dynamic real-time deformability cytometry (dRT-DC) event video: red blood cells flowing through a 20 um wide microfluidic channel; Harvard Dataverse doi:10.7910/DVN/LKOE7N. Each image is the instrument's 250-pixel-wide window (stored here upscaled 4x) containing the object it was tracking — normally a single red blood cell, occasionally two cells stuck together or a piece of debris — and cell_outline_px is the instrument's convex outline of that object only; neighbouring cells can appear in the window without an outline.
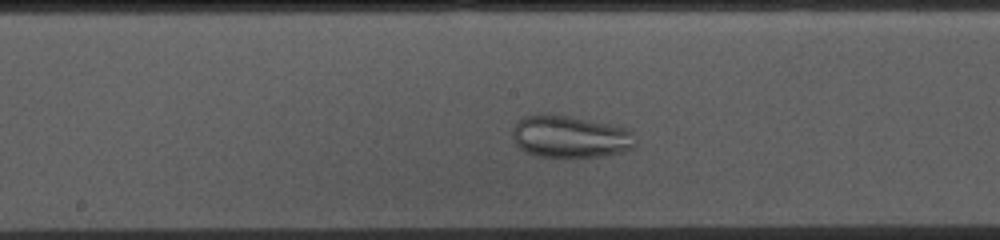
{"species": "common noctule bat (a hibernating species)", "species_latin": "Nyctalus noctula", "temperature_condition": "cold", "stored_images_in_passage": 41, "camera_frame_rate_fps": 3000, "um_per_image_px": 0.085, "animal": {"sex": "female", "body_mass_g": 10.0, "forearm_length_mm": 53.1}, "frame": {"image": 1, "passage_image": 22, "time_ms": 7.0, "image_size_px": [1000, 240], "cell_outline_px": [[636, 148], [624, 152], [604, 156], [536, 156], [520, 148], [516, 144], [512, 136], [512, 128], [524, 116], [540, 112], [552, 112], [612, 124], [628, 128], [632, 132], [636, 144]], "centroid_in_image_um": [48.48, 11.58], "position_along_channel_um": 199.7, "area_um2": 30.81}}
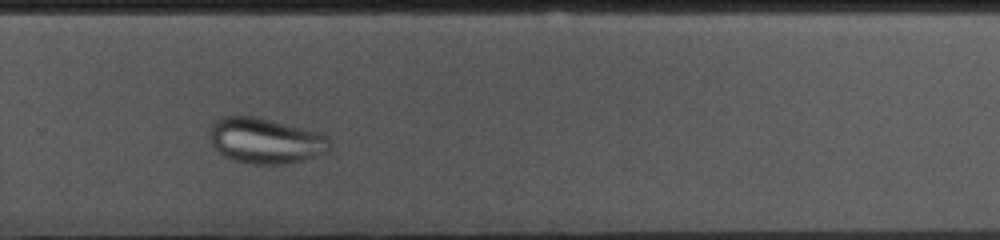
{"frame": {"image": 2, "passage_image": 31, "time_ms": 10.0, "image_size_px": [1000, 240], "cell_outline_px": [[332, 148], [328, 152], [300, 160], [284, 164], [256, 164], [232, 160], [224, 156], [212, 144], [208, 132], [212, 124], [220, 116], [256, 116], [320, 132], [328, 136], [332, 140]], "centroid_in_image_um": [22.59, 11.94], "position_along_channel_um": 307.2, "area_um2": 32.14}}
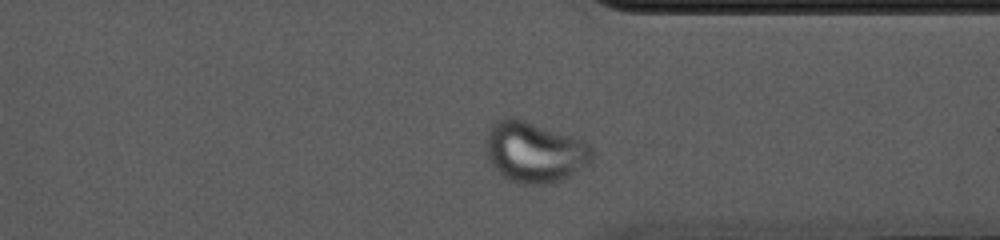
{"frame": {"image": 3, "passage_image": 36, "time_ms": 11.667, "image_size_px": [1000, 240], "cell_outline_px": [[592, 160], [588, 164], [572, 176], [552, 184], [516, 184], [504, 176], [488, 160], [484, 136], [488, 128], [496, 120], [504, 116], [512, 116], [588, 140], [592, 148]], "centroid_in_image_um": [45.45, 12.9], "position_along_channel_um": 366.0, "area_um2": 38.55}}